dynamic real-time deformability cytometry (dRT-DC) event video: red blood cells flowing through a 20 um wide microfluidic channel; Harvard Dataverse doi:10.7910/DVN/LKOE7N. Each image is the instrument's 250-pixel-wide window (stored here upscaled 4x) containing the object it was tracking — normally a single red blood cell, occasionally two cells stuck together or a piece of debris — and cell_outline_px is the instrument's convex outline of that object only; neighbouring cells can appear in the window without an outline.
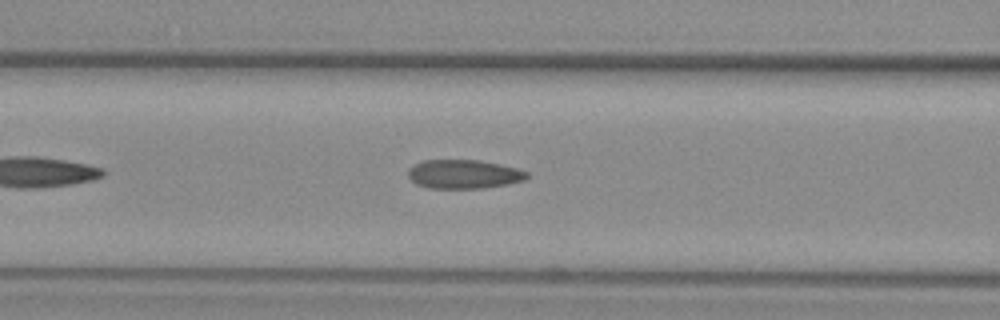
{"species": "common noctule bat (a hibernating species)", "species_latin": "Nyctalus noctula", "temperature_condition": "warm", "stored_images_in_passage": 35, "camera_frame_rate_fps": 3000, "um_per_image_px": 0.085, "animal": {"sex": "female", "body_mass_g": 29.2, "forearm_length_mm": 56.3}, "frame": {"image": 1, "passage_image": 6, "time_ms": 1.667, "image_size_px": [1000, 320], "cell_outline_px": [[528, 176], [524, 180], [508, 184], [480, 188], [428, 188], [416, 184], [408, 176], [408, 168], [424, 160], [480, 160], [500, 164], [516, 168], [528, 172]], "centroid_in_image_um": [39.41, 14.8], "position_along_channel_um": 127.2, "area_um2": 19.94}}
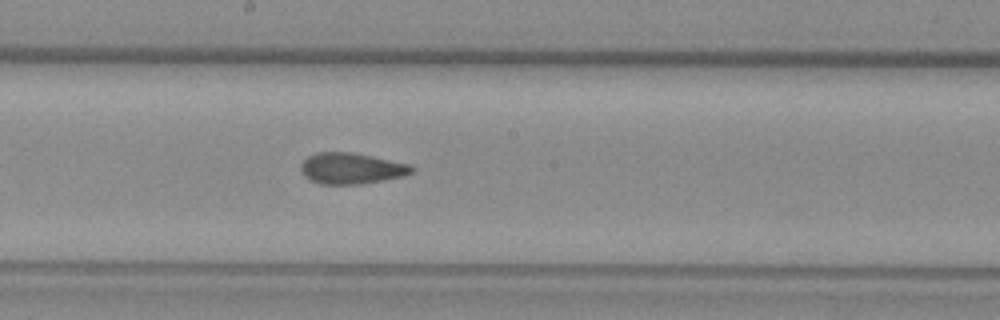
{"frame": {"image": 2, "passage_image": 13, "time_ms": 4.0, "image_size_px": [1000, 320], "cell_outline_px": [[416, 168], [412, 172], [404, 176], [384, 180], [360, 184], [320, 184], [308, 180], [300, 172], [300, 164], [308, 156], [316, 152], [352, 152], [412, 164]], "centroid_in_image_um": [29.86, 14.31], "position_along_channel_um": 218.3, "area_um2": 20.4}}
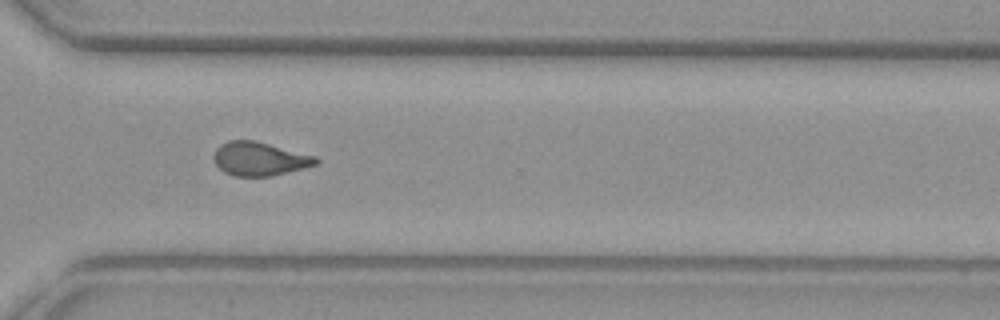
{"frame": {"image": 3, "passage_image": 23, "time_ms": 7.333, "image_size_px": [1000, 320], "cell_outline_px": [[320, 160], [316, 164], [304, 168], [272, 176], [232, 176], [224, 172], [216, 164], [212, 156], [216, 148], [220, 144], [228, 140], [256, 140], [316, 156]], "centroid_in_image_um": [22.05, 13.49], "position_along_channel_um": 348.6, "area_um2": 20.23}, "authors_computed_cell_mechanics": {"area_um2": 20.1722, "velocity_mm_per_s": 3.9169, "shape_relaxation_time_tau1_ms": null, "shape_relaxation_time_tau2_ms": 1.6842, "deformation_change_tau1": null, "deformation_change_tau2": 0.0884}}